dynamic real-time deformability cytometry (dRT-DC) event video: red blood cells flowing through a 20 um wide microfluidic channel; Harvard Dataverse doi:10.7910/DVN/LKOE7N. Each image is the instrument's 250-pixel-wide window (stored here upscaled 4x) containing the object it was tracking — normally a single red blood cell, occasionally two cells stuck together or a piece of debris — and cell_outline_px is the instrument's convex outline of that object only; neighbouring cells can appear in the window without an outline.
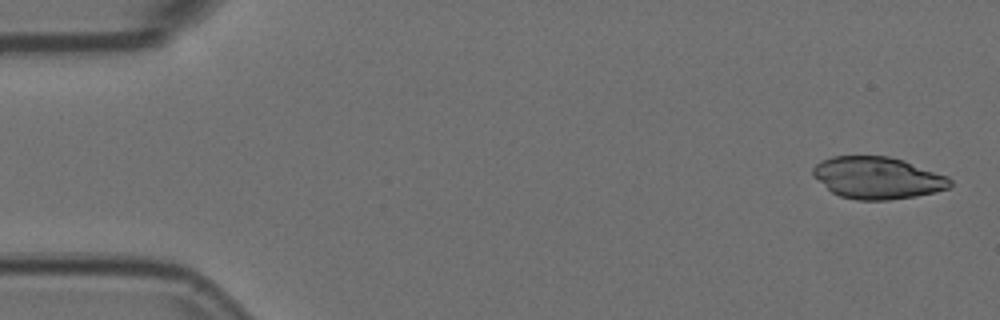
{"species": "Egyptian fruit bat (a non-hibernating species)", "species_latin": "Rousettus aegyptiacus", "temperature_condition": "room temperature", "stored_images_in_passage": 5, "camera_frame_rate_fps": 3000, "um_per_image_px": 0.085, "animal": {"sex": "female"}, "frame": {"image": 1, "passage_image": 1, "time_ms": 0.0, "image_size_px": [1000, 320], "cell_outline_px": [[952, 184], [948, 188], [916, 196], [888, 200], [856, 200], [840, 196], [832, 192], [812, 172], [812, 168], [820, 160], [832, 156], [888, 156], [904, 160], [948, 176], [952, 180]], "centroid_in_image_um": [74.61, 15.11], "position_along_channel_um": 10.4, "area_um2": 33.35}}